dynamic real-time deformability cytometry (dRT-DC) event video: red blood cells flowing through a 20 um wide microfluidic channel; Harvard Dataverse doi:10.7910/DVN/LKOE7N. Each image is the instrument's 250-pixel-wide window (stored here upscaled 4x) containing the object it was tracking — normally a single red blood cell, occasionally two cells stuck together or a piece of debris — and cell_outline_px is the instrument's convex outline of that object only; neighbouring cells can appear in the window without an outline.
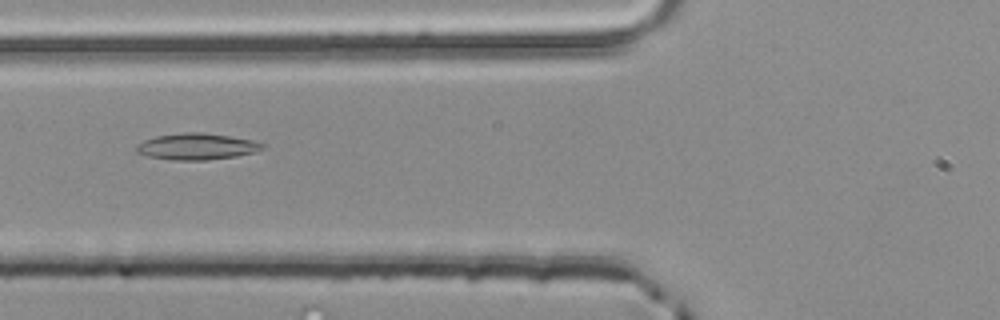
{"species": "common noctule bat (a hibernating species)", "species_latin": "Nyctalus noctula", "temperature_condition": "room temperature", "stored_images_in_passage": 5, "segment_of_instrument_passage": [2, 2], "camera_frame_rate_fps": 3000, "um_per_image_px": 0.085, "animal": {"sex": "male", "body_mass_g": 20.4}, "frame": {"image": 1, "passage_image": 5, "time_ms": 1.333, "image_size_px": [1000, 320], "cell_outline_px": [[264, 148], [256, 152], [236, 156], [208, 160], [172, 160], [148, 156], [136, 152], [136, 144], [144, 140], [156, 136], [180, 132], [204, 132], [252, 140], [264, 144]], "centroid_in_image_um": [16.71, 12.45], "position_along_channel_um": 109.1, "area_um2": 19.48}}